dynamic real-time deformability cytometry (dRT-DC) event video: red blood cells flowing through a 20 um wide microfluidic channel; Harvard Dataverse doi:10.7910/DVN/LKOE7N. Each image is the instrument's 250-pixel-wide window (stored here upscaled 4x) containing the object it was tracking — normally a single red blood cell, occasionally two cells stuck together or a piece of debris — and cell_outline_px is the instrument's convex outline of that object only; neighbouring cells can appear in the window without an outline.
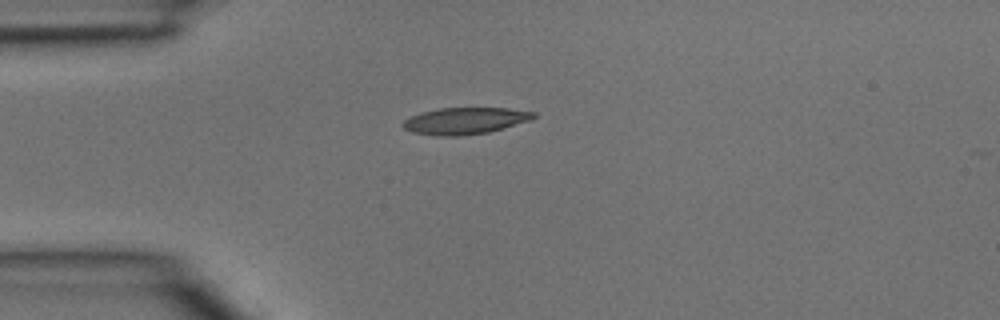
{"species": "common noctule bat (a hibernating species)", "species_latin": "Nyctalus noctula", "temperature_condition": "room temperature", "stored_images_in_passage": 1, "camera_frame_rate_fps": 3000, "um_per_image_px": 0.085, "animal": {"sex": "male", "body_mass_g": 15.6}, "frame": {"image": 1, "passage_image": 1, "time_ms": 0.0, "image_size_px": [1000, 320], "cell_outline_px": [[536, 116], [528, 120], [488, 132], [460, 136], [436, 136], [412, 132], [404, 128], [400, 124], [404, 120], [420, 112], [440, 108], [508, 108], [536, 112]], "centroid_in_image_um": [39.47, 10.27], "position_along_channel_um": 45.5, "area_um2": 20.17}}